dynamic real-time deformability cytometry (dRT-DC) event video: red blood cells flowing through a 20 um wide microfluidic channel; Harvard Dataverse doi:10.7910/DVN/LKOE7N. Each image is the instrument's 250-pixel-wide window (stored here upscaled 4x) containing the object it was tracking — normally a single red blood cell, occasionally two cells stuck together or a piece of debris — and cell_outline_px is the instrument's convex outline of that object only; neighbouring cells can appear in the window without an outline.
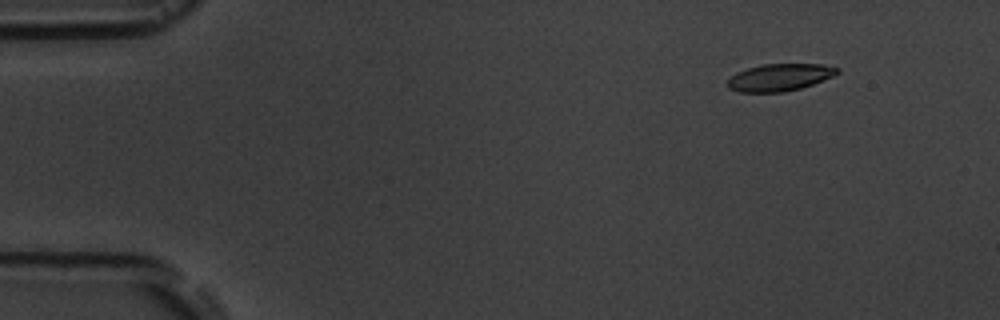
{"species": "common noctule bat (a hibernating species)", "species_latin": "Nyctalus noctula", "temperature_condition": "room temperature", "stored_images_in_passage": 5, "camera_frame_rate_fps": 3000, "um_per_image_px": 0.085, "animal": {"sex": "male", "body_mass_g": 19.5, "forearm_length_mm": 54.6}, "frame": {"image": 1, "passage_image": 2, "time_ms": 2.0, "image_size_px": [1000, 320], "cell_outline_px": [[840, 72], [832, 76], [812, 84], [800, 88], [784, 92], [740, 92], [728, 88], [728, 80], [736, 72], [748, 68], [764, 64], [820, 64], [840, 68]], "centroid_in_image_um": [66.27, 6.57], "position_along_channel_um": 18.7, "area_um2": 17.22}}
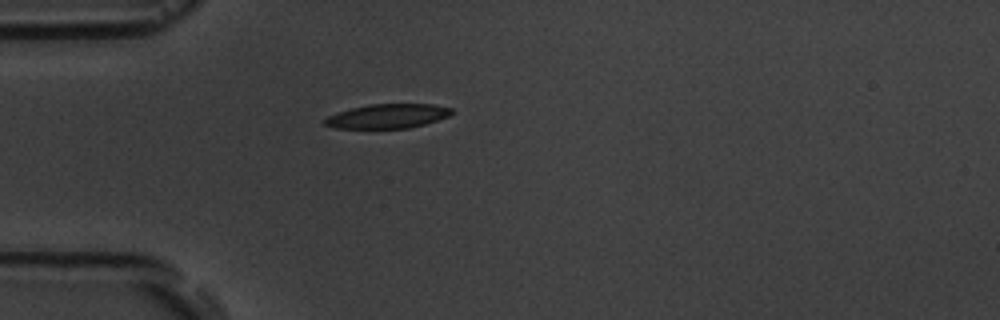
{"frame": {"image": 2, "passage_image": 5, "time_ms": 5.333, "image_size_px": [1000, 320], "cell_outline_px": [[452, 112], [448, 116], [424, 124], [408, 128], [336, 128], [324, 124], [324, 120], [328, 116], [352, 108], [368, 104], [432, 104], [452, 108]], "centroid_in_image_um": [32.95, 9.87], "position_along_channel_um": 52.0, "area_um2": 17.69}}